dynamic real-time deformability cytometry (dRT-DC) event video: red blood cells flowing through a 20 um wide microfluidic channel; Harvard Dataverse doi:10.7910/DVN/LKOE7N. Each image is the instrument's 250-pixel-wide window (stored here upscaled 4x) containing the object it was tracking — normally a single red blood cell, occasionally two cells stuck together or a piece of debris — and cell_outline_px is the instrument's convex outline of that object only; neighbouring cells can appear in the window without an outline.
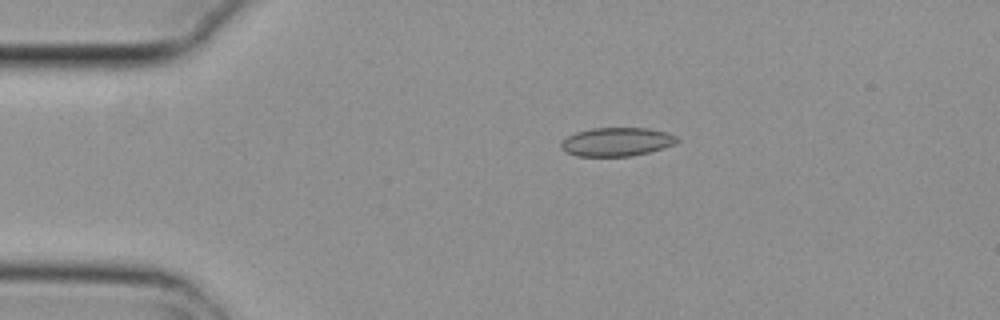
{"species": "common noctule bat (a hibernating species)", "species_latin": "Nyctalus noctula", "temperature_condition": "cold", "stored_images_in_passage": 5, "camera_frame_rate_fps": 3000, "um_per_image_px": 0.085, "animal": {"sex": "female", "body_mass_g": 29.2, "forearm_length_mm": 56.3}, "frame": {"image": 1, "passage_image": 3, "time_ms": 0.667, "image_size_px": [1000, 320], "cell_outline_px": [[680, 140], [676, 144], [648, 152], [632, 156], [576, 156], [560, 148], [560, 144], [568, 136], [576, 132], [592, 128], [648, 128], [668, 132], [676, 136]], "centroid_in_image_um": [52.45, 12.05], "position_along_channel_um": 32.6, "area_um2": 19.36}}
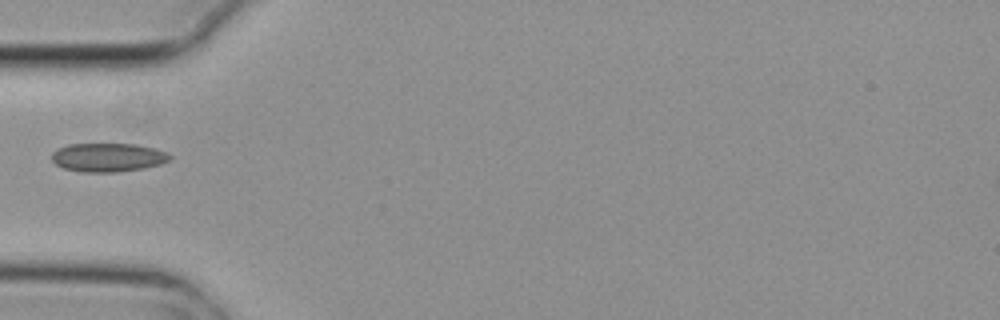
{"frame": {"image": 2, "passage_image": 5, "time_ms": 1.333, "image_size_px": [1000, 320], "cell_outline_px": [[172, 156], [168, 160], [160, 164], [144, 168], [116, 172], [80, 172], [64, 168], [56, 164], [52, 160], [52, 152], [68, 144], [136, 144], [168, 152]], "centroid_in_image_um": [9.17, 13.38], "position_along_channel_um": 75.8, "area_um2": 19.65}}